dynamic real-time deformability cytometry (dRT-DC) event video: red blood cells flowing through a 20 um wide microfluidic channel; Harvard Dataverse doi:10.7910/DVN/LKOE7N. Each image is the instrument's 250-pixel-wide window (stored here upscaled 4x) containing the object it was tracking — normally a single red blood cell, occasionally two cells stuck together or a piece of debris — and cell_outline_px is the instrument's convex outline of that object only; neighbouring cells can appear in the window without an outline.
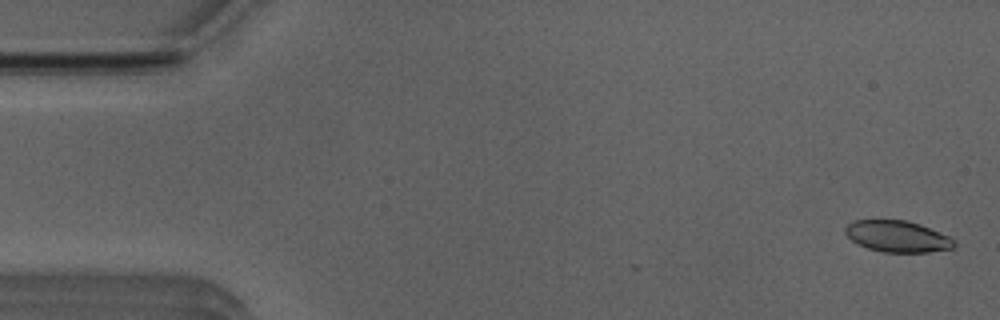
{"species": "Egyptian fruit bat (a non-hibernating species)", "species_latin": "Rousettus aegyptiacus", "temperature_condition": "room temperature", "stored_images_in_passage": 43, "camera_frame_rate_fps": 3000, "um_per_image_px": 0.085, "animal": {"sex": "male"}, "frame": {"image": 1, "passage_image": 2, "time_ms": 0.333, "image_size_px": [1000, 320], "cell_outline_px": [[956, 244], [952, 248], [928, 252], [884, 252], [868, 248], [852, 240], [844, 232], [844, 228], [852, 220], [908, 220], [920, 224], [948, 236], [956, 240]], "centroid_in_image_um": [76.28, 20.08], "position_along_channel_um": 8.7, "area_um2": 19.83}}
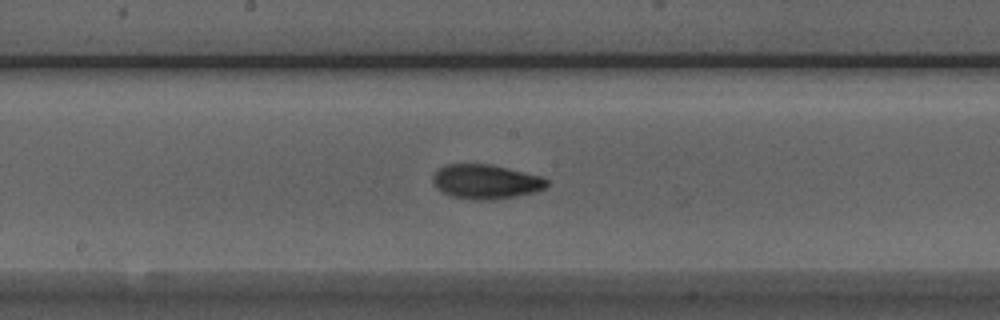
{"frame": {"image": 2, "passage_image": 27, "time_ms": 8.667, "image_size_px": [1000, 320], "cell_outline_px": [[548, 184], [544, 188], [532, 192], [516, 196], [484, 200], [472, 200], [452, 196], [436, 188], [432, 180], [432, 176], [436, 168], [444, 164], [492, 164], [540, 176], [548, 180]], "centroid_in_image_um": [41.23, 15.42], "position_along_channel_um": 207.0, "area_um2": 22.83}}
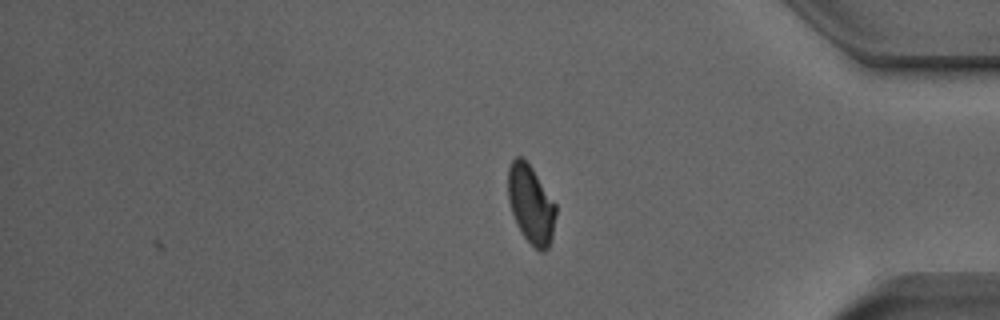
{"frame": {"image": 3, "passage_image": 43, "time_ms": 14.0, "image_size_px": [1000, 320], "cell_outline_px": [[556, 216], [552, 240], [548, 248], [544, 252], [540, 252], [524, 236], [516, 224], [508, 200], [508, 168], [512, 160], [516, 156], [520, 156], [532, 168], [556, 204]], "centroid_in_image_um": [45.13, 17.38], "position_along_channel_um": 390.1, "area_um2": 21.79}, "authors_computed_cell_mechanics": {"area_um2": 21.964, "velocity_mm_per_s": 3.9288, "shape_relaxation_time_tau1_ms": 4.3519, "shape_relaxation_time_tau2_ms": 1.9137, "deformation_change_tau1": 0.1323, "deformation_change_tau2": 0.0725}}